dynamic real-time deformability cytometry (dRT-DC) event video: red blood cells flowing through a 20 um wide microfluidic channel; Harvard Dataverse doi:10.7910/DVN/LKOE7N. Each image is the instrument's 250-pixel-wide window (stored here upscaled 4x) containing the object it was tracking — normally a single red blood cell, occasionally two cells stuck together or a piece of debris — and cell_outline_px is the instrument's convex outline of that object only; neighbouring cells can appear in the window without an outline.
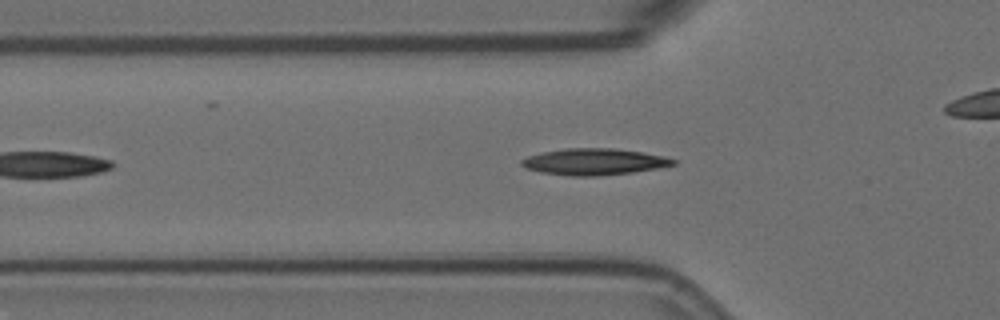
{"species": "Egyptian fruit bat (a non-hibernating species)", "species_latin": "Rousettus aegyptiacus", "temperature_condition": "room temperature", "stored_images_in_passage": 44, "camera_frame_rate_fps": 3000, "um_per_image_px": 0.085, "animal": {"sex": "female"}, "frame": {"image": 1, "passage_image": 9, "time_ms": 2.667, "image_size_px": [1000, 320], "cell_outline_px": [[676, 164], [656, 168], [632, 172], [600, 176], [568, 176], [540, 172], [528, 168], [520, 164], [520, 160], [528, 156], [544, 152], [564, 148], [612, 148], [640, 152], [664, 156], [676, 160]], "centroid_in_image_um": [50.48, 13.75], "position_along_channel_um": 75.3, "area_um2": 23.24}}
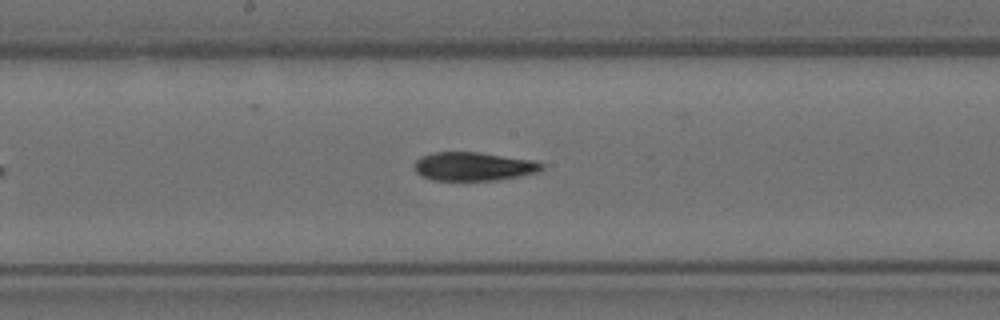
{"frame": {"image": 2, "passage_image": 20, "time_ms": 6.333, "image_size_px": [1000, 320], "cell_outline_px": [[544, 168], [540, 172], [500, 180], [432, 180], [420, 176], [416, 172], [416, 160], [420, 156], [432, 152], [476, 152], [532, 160], [544, 164]], "centroid_in_image_um": [40.26, 14.15], "position_along_channel_um": 207.9, "area_um2": 21.27}}
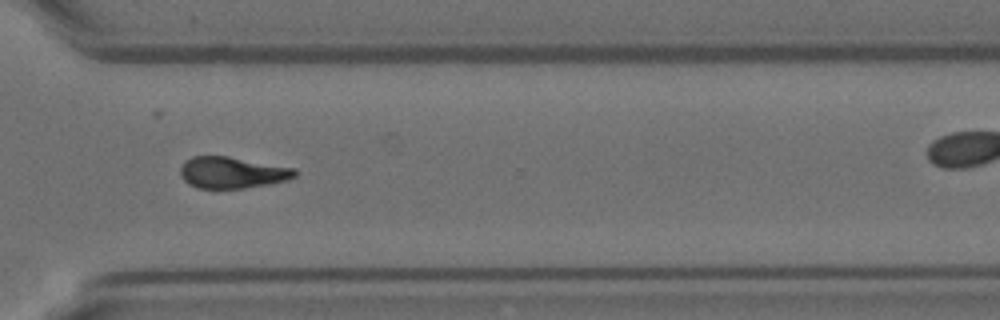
{"frame": {"image": 3, "passage_image": 32, "time_ms": 10.333, "image_size_px": [1000, 320], "cell_outline_px": [[300, 172], [296, 176], [288, 180], [268, 184], [244, 188], [196, 188], [188, 184], [184, 180], [180, 172], [180, 168], [184, 160], [192, 156], [228, 156], [296, 168]], "centroid_in_image_um": [19.75, 14.66], "position_along_channel_um": 350.8, "area_um2": 21.21}, "authors_computed_cell_mechanics": {"area_um2": 21.4438, "velocity_mm_per_s": 3.5835, "shape_relaxation_time_tau1_ms": null, "shape_relaxation_time_tau2_ms": 4.4472, "deformation_change_tau1": null, "deformation_change_tau2": 0.129}}